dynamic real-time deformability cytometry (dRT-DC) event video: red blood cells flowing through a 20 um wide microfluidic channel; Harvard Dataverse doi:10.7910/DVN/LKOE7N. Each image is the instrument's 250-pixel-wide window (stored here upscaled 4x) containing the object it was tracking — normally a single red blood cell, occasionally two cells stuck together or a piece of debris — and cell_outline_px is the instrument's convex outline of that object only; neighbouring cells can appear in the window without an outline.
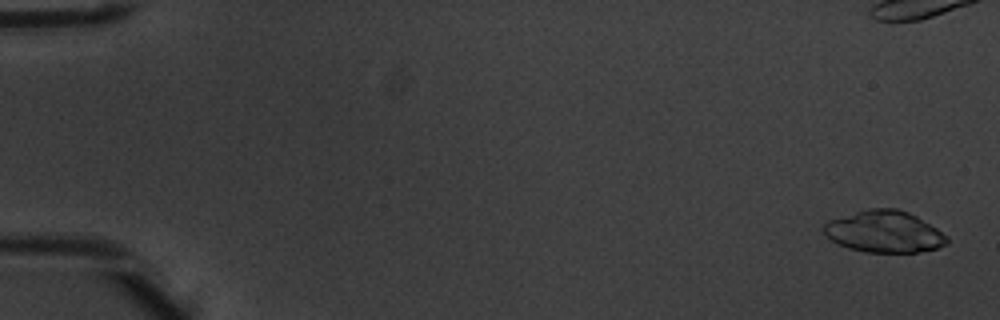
{"species": "common noctule bat (a hibernating species)", "species_latin": "Nyctalus noctula", "temperature_condition": "warm", "stored_images_in_passage": 5, "camera_frame_rate_fps": 3000, "um_per_image_px": 0.085, "animal": {"sex": "male", "body_mass_g": 20.1, "forearm_length_mm": 53.5}, "frame": {"image": 1, "passage_image": 1, "time_ms": 0.0, "image_size_px": [1000, 320], "cell_outline_px": [[948, 244], [936, 248], [916, 252], [864, 252], [848, 248], [832, 240], [824, 232], [824, 224], [828, 220], [868, 208], [896, 208], [908, 212], [916, 216], [936, 228], [948, 236]], "centroid_in_image_um": [75.17, 19.69], "position_along_channel_um": 9.8, "area_um2": 29.77}}